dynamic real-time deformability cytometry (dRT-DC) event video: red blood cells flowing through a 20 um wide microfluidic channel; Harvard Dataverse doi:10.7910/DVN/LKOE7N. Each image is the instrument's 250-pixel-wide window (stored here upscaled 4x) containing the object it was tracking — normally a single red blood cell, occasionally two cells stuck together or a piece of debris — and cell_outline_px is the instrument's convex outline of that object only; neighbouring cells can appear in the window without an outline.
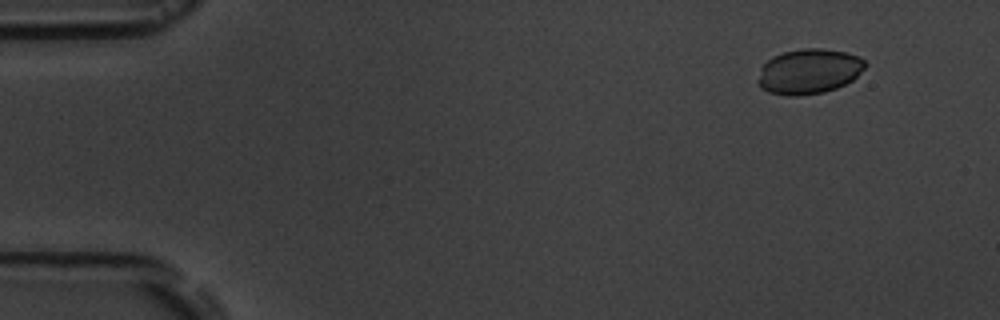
{"species": "common noctule bat (a hibernating species)", "species_latin": "Nyctalus noctula", "temperature_condition": "room temperature", "stored_images_in_passage": 7, "camera_frame_rate_fps": 3000, "um_per_image_px": 0.085, "animal": {"sex": "male", "body_mass_g": 19.5, "forearm_length_mm": 54.6}, "frame": {"image": 1, "passage_image": 2, "time_ms": 1.333, "image_size_px": [1000, 320], "cell_outline_px": [[868, 64], [852, 80], [836, 88], [824, 92], [796, 96], [788, 96], [768, 92], [760, 88], [760, 68], [772, 56], [784, 52], [804, 48], [820, 48], [844, 52], [860, 56]], "centroid_in_image_um": [68.77, 6.06], "position_along_channel_um": 16.2, "area_um2": 27.98}}